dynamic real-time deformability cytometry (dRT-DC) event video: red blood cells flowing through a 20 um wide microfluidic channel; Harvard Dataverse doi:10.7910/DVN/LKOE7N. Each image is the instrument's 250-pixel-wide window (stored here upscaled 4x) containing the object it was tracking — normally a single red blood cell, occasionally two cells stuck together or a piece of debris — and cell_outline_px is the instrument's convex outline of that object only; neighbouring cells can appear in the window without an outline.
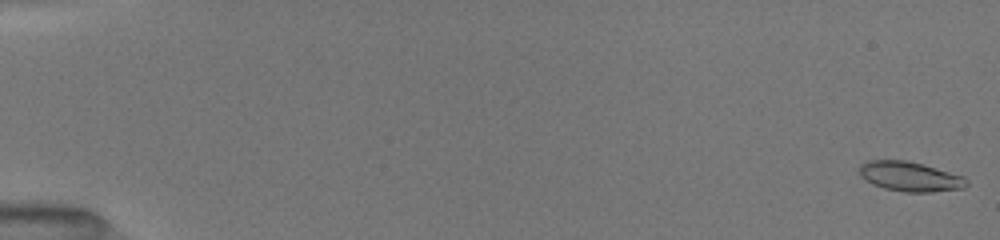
{"species": "common noctule bat (a hibernating species)", "species_latin": "Nyctalus noctula", "temperature_condition": "room temperature", "stored_images_in_passage": 52, "camera_frame_rate_fps": 3000, "um_per_image_px": 0.085, "animal": {"sex": "female", "body_mass_g": 19.5, "forearm_length_mm": 54.1}, "frame": {"image": 1, "passage_image": 1, "time_ms": 0.0, "image_size_px": [1000, 240], "cell_outline_px": [[968, 184], [964, 188], [932, 192], [904, 192], [884, 188], [872, 184], [860, 176], [860, 164], [868, 160], [904, 160], [920, 164], [964, 176], [968, 180]], "centroid_in_image_um": [77.34, 15.01], "position_along_channel_um": 7.7, "area_um2": 18.44}}
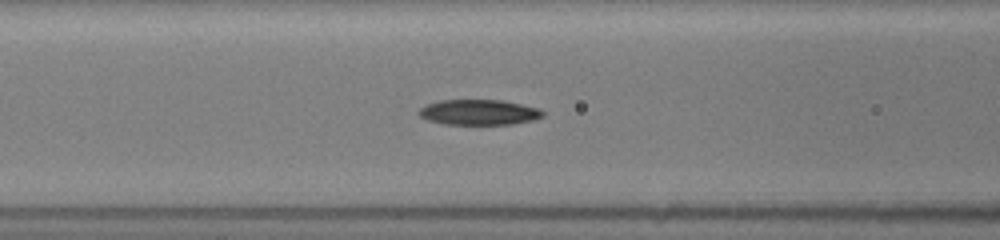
{"frame": {"image": 2, "passage_image": 23, "time_ms": 7.333, "image_size_px": [1000, 240], "cell_outline_px": [[544, 116], [532, 120], [512, 124], [444, 124], [428, 120], [420, 116], [416, 112], [420, 108], [428, 104], [440, 100], [500, 100], [540, 108], [544, 112]], "centroid_in_image_um": [40.7, 9.54], "position_along_channel_um": 125.9, "area_um2": 18.26}}
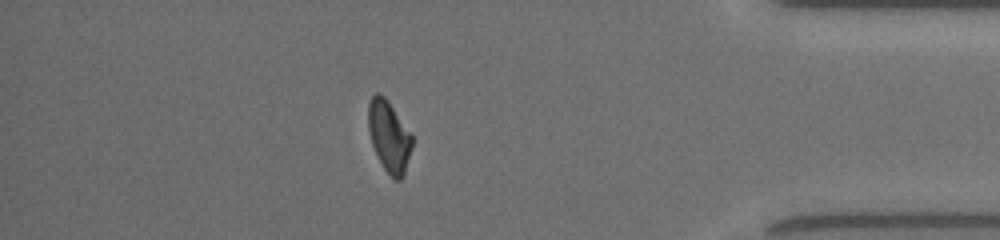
{"frame": {"image": 3, "passage_image": 46, "time_ms": 15.0, "image_size_px": [1000, 240], "cell_outline_px": [[412, 148], [404, 172], [400, 180], [396, 180], [384, 168], [372, 144], [368, 128], [368, 104], [372, 96], [376, 92], [380, 92], [388, 100], [412, 136]], "centroid_in_image_um": [33.05, 11.54], "position_along_channel_um": 402.1, "area_um2": 17.8}, "authors_computed_cell_mechanics": {"area_um2": 18.6694, "velocity_mm_per_s": 4.0187, "shape_relaxation_time_tau1_ms": 5.5476, "shape_relaxation_time_tau2_ms": 3.1894, "deformation_change_tau1": 0.1867, "deformation_change_tau2": 0.0911}}